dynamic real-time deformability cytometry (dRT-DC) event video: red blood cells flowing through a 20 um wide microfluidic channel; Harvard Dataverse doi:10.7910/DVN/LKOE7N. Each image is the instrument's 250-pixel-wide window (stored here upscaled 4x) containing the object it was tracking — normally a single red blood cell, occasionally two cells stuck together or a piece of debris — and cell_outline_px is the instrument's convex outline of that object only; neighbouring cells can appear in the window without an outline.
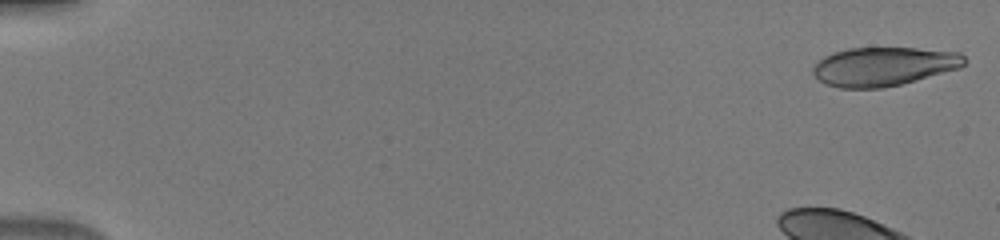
{"species": "human", "species_latin": "Homo sapiens", "temperature_condition": "warm", "stored_images_in_passage": 49, "camera_frame_rate_fps": 3000, "um_per_image_px": 0.085, "donor": {"sex": "male"}, "frame": {"image": 1, "passage_image": 1, "time_ms": 0.0, "image_size_px": [1000, 240], "cell_outline_px": [[968, 60], [960, 68], [916, 80], [884, 88], [840, 88], [824, 84], [812, 72], [812, 68], [824, 56], [832, 52], [848, 48], [916, 48], [960, 52]], "centroid_in_image_um": [75.12, 5.64], "position_along_channel_um": 9.9, "area_um2": 34.33}}